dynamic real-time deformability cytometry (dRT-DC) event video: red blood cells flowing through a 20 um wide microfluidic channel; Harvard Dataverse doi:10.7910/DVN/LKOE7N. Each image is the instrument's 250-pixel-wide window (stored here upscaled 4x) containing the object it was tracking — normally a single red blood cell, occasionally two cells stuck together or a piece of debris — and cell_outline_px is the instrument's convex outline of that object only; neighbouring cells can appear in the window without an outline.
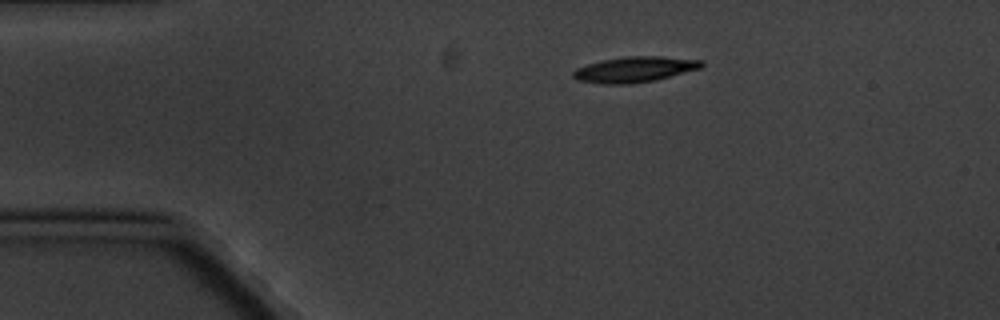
{"species": "common noctule bat (a hibernating species)", "species_latin": "Nyctalus noctula", "temperature_condition": "cold", "stored_images_in_passage": 7, "camera_frame_rate_fps": 3000, "um_per_image_px": 0.085, "animal": {"sex": "male", "body_mass_g": 20.1, "forearm_length_mm": 53.5}, "frame": {"image": 1, "passage_image": 1, "time_ms": 0.0, "image_size_px": [1000, 320], "cell_outline_px": [[704, 64], [700, 68], [656, 80], [628, 84], [600, 84], [576, 80], [572, 76], [572, 72], [576, 68], [588, 64], [604, 60], [628, 56], [660, 56], [704, 60]], "centroid_in_image_um": [53.93, 5.9], "position_along_channel_um": 31.1, "area_um2": 19.13}}
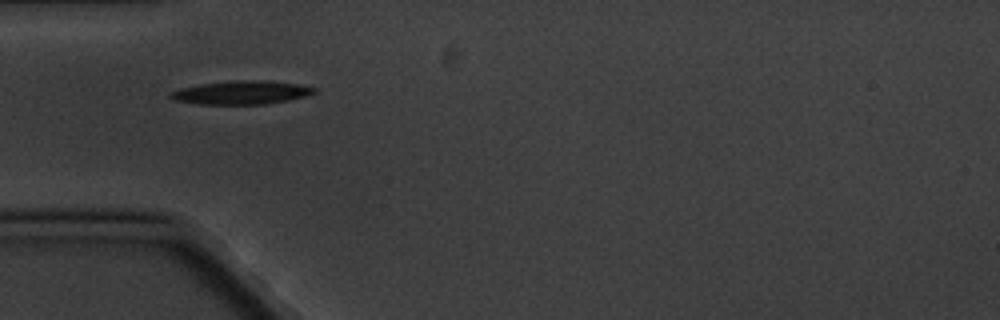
{"frame": {"image": 2, "passage_image": 3, "time_ms": 2.333, "image_size_px": [1000, 320], "cell_outline_px": [[316, 92], [304, 96], [288, 100], [264, 104], [200, 104], [172, 100], [168, 96], [172, 92], [180, 88], [200, 84], [236, 80], [264, 80], [296, 84], [316, 88]], "centroid_in_image_um": [20.48, 7.86], "position_along_channel_um": 64.5, "area_um2": 19.48}}